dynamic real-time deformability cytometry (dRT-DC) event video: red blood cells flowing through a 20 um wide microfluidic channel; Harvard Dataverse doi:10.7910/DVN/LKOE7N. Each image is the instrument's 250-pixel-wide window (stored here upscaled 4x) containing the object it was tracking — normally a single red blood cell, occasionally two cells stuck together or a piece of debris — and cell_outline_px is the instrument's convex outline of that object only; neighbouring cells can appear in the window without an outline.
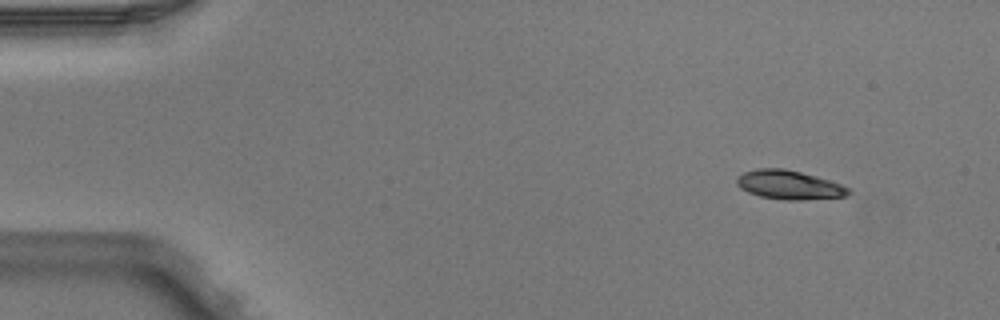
{"species": "Egyptian fruit bat (a non-hibernating species)", "species_latin": "Rousettus aegyptiacus", "temperature_condition": "warm", "stored_images_in_passage": 5, "camera_frame_rate_fps": 3000, "um_per_image_px": 0.085, "animal": {"sex": "male"}, "frame": {"image": 1, "passage_image": 1, "time_ms": 0.0, "image_size_px": [1000, 320], "cell_outline_px": [[852, 192], [848, 196], [800, 200], [784, 200], [760, 196], [748, 192], [740, 188], [736, 184], [736, 176], [744, 172], [756, 168], [784, 168], [816, 176], [840, 184], [848, 188]], "centroid_in_image_um": [67.04, 15.71], "position_along_channel_um": 18.0, "area_um2": 18.9}}
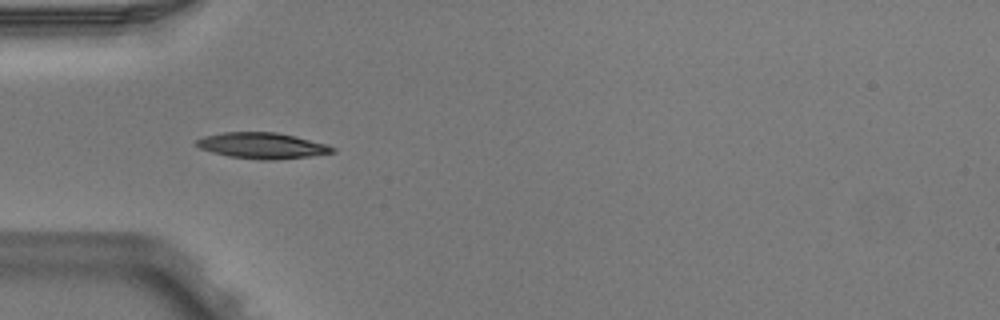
{"frame": {"image": 2, "passage_image": 4, "time_ms": 1.0, "image_size_px": [1000, 320], "cell_outline_px": [[336, 152], [308, 156], [272, 160], [260, 160], [228, 156], [212, 152], [200, 148], [196, 144], [196, 140], [204, 136], [224, 132], [276, 132], [296, 136], [324, 144], [336, 148]], "centroid_in_image_um": [22.27, 12.37], "position_along_channel_um": 62.7, "area_um2": 20.4}}
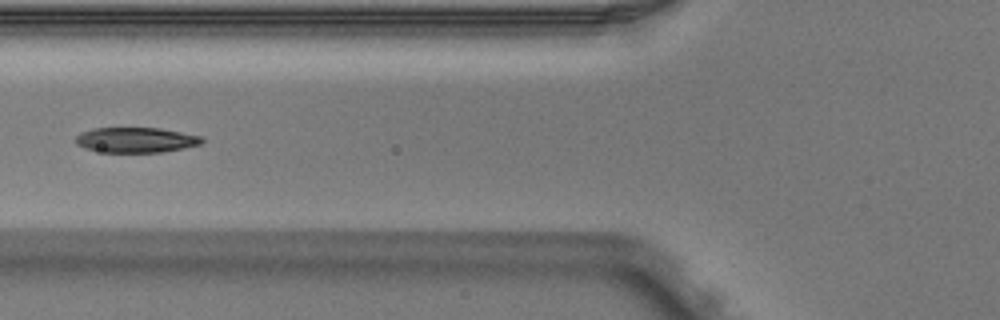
{"frame": {"image": 3, "passage_image": 5, "time_ms": 1.333, "image_size_px": [1000, 320], "cell_outline_px": [[204, 140], [200, 144], [184, 148], [160, 152], [104, 152], [84, 148], [76, 144], [76, 136], [80, 132], [92, 128], [160, 128], [200, 136]], "centroid_in_image_um": [11.52, 11.89], "position_along_channel_um": 114.3, "area_um2": 18.44}}